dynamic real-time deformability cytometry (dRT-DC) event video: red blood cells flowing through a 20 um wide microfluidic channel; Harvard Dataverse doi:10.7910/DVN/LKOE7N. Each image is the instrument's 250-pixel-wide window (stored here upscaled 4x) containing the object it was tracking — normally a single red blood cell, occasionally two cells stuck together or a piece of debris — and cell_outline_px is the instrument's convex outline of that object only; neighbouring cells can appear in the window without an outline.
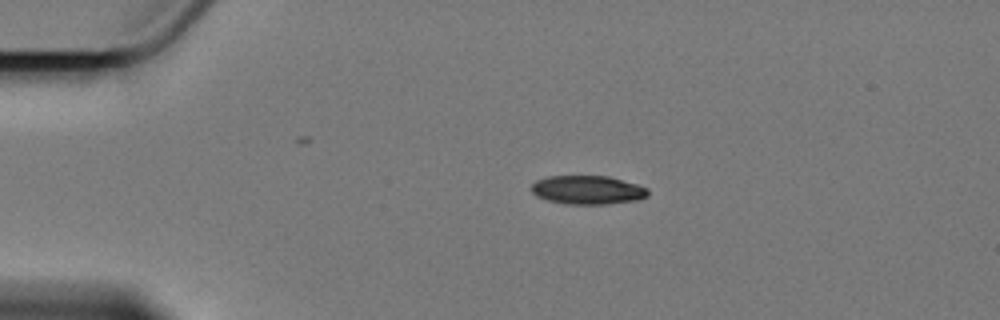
{"species": "Egyptian fruit bat (a non-hibernating species)", "species_latin": "Rousettus aegyptiacus", "temperature_condition": "cold", "stored_images_in_passage": 9, "camera_frame_rate_fps": 3000, "um_per_image_px": 0.085, "animal": {"sex": "female"}, "frame": {"image": 1, "passage_image": 1, "time_ms": 0.0, "image_size_px": [1000, 320], "cell_outline_px": [[648, 196], [640, 200], [608, 204], [564, 204], [548, 200], [536, 196], [532, 192], [532, 184], [536, 180], [548, 176], [608, 176], [636, 184], [648, 188]], "centroid_in_image_um": [49.96, 16.15], "position_along_channel_um": 35.0, "area_um2": 19.59}}
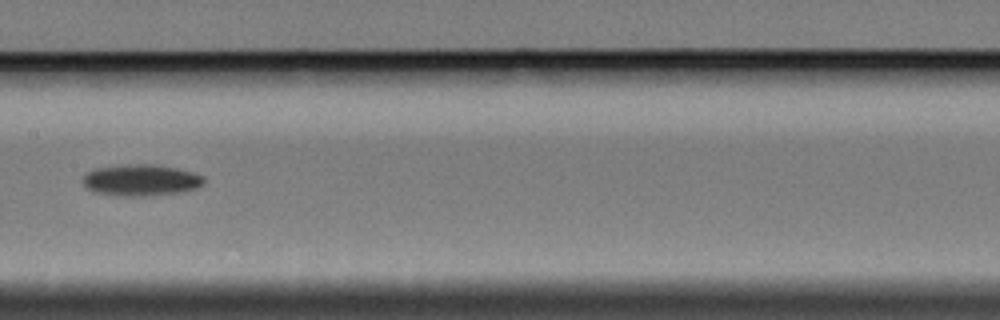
{"frame": {"image": 2, "passage_image": 6, "time_ms": 6.0, "image_size_px": [1000, 320], "cell_outline_px": [[204, 184], [196, 188], [184, 192], [152, 196], [124, 196], [92, 192], [84, 184], [84, 176], [88, 172], [96, 168], [128, 164], [152, 164], [176, 168], [192, 172], [204, 176]], "centroid_in_image_um": [12.02, 15.32], "position_along_channel_um": 195.4, "area_um2": 22.25}}
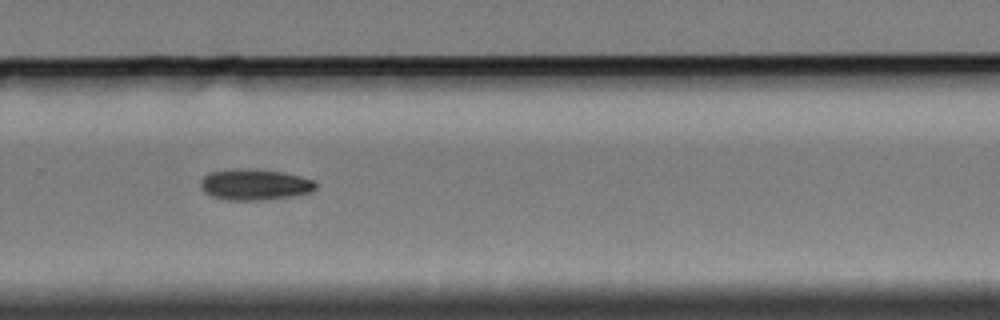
{"frame": {"image": 3, "passage_image": 9, "time_ms": 9.333, "image_size_px": [1000, 320], "cell_outline_px": [[316, 188], [312, 192], [292, 196], [260, 200], [228, 200], [212, 196], [204, 192], [200, 184], [200, 180], [208, 172], [236, 168], [248, 168], [280, 172], [300, 176], [316, 180]], "centroid_in_image_um": [21.64, 15.68], "position_along_channel_um": 308.2, "area_um2": 20.92}}